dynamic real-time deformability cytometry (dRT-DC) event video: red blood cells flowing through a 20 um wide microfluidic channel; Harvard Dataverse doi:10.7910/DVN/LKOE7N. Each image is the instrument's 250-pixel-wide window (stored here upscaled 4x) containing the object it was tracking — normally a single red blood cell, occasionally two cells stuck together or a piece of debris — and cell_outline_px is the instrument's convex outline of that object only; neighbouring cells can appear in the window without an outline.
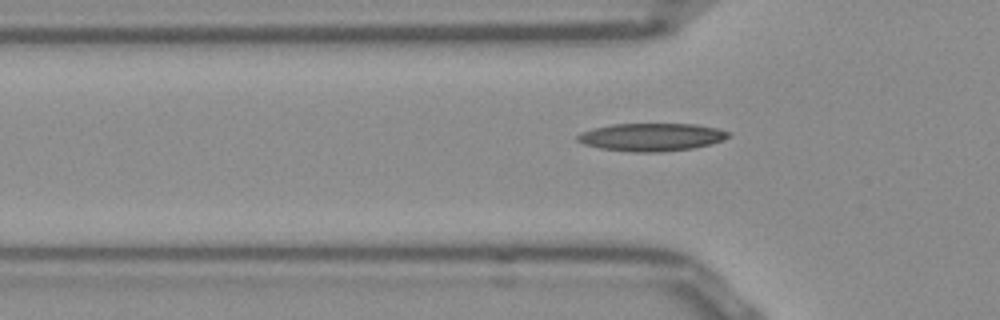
{"species": "Egyptian fruit bat (a non-hibernating species)", "species_latin": "Rousettus aegyptiacus", "temperature_condition": "room temperature", "stored_images_in_passage": 40, "camera_frame_rate_fps": 3000, "um_per_image_px": 0.085, "frame": {"image": 1, "passage_image": 4, "time_ms": 1.0, "image_size_px": [1000, 320], "cell_outline_px": [[732, 132], [728, 136], [720, 140], [708, 144], [692, 148], [656, 152], [636, 152], [600, 148], [584, 144], [576, 140], [576, 136], [580, 132], [592, 128], [612, 124], [696, 124], [716, 128]], "centroid_in_image_um": [55.32, 11.64], "position_along_channel_um": 70.5, "area_um2": 24.28}}
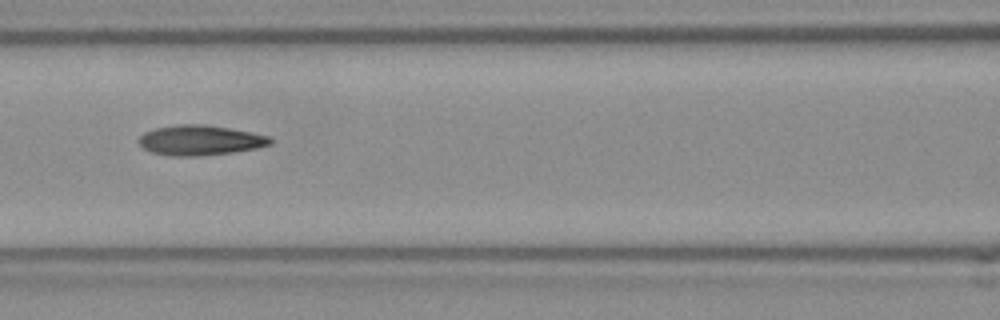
{"frame": {"image": 2, "passage_image": 10, "time_ms": 3.0, "image_size_px": [1000, 320], "cell_outline_px": [[272, 144], [256, 148], [232, 152], [196, 156], [172, 156], [152, 152], [144, 148], [140, 144], [140, 136], [144, 132], [156, 128], [176, 124], [204, 124], [252, 132], [268, 136], [272, 140]], "centroid_in_image_um": [17.01, 11.91], "position_along_channel_um": 149.6, "area_um2": 22.83}}
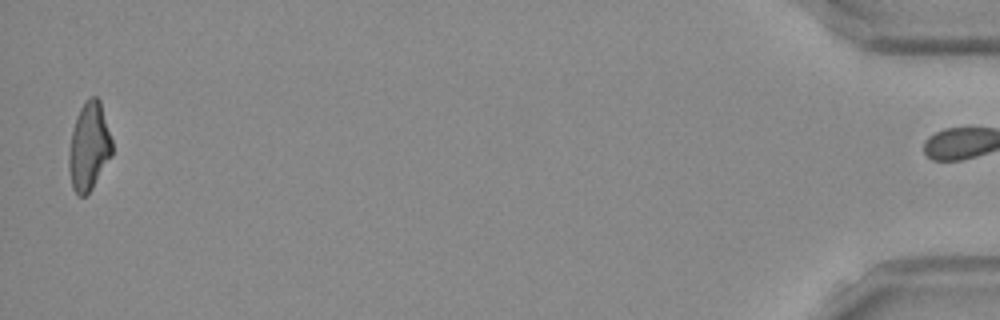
{"frame": {"image": 3, "passage_image": 39, "time_ms": 12.667, "image_size_px": [1000, 320], "cell_outline_px": [[112, 156], [92, 188], [84, 196], [80, 196], [72, 188], [68, 168], [68, 152], [72, 132], [76, 116], [80, 108], [92, 96], [96, 96], [100, 100], [112, 140]], "centroid_in_image_um": [7.56, 12.47], "position_along_channel_um": 427.6, "area_um2": 22.08}, "authors_computed_cell_mechanics": {"area_um2": 22.3108, "velocity_mm_per_s": 3.8899, "shape_relaxation_time_tau1_ms": null, "shape_relaxation_time_tau2_ms": 2.8748, "deformation_change_tau1": null, "deformation_change_tau2": 0.1042}}